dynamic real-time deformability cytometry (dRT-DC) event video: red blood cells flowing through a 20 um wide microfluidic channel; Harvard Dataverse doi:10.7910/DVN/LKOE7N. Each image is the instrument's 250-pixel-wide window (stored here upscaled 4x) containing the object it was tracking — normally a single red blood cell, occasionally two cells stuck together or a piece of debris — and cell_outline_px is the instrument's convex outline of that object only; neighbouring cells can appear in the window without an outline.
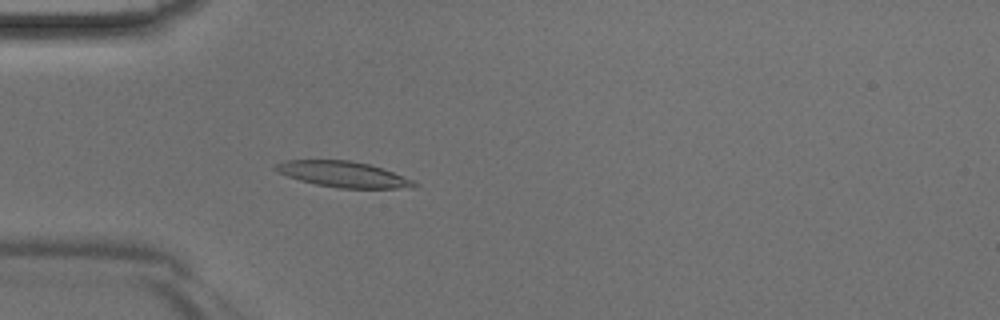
{"species": "Egyptian fruit bat (a non-hibernating species)", "species_latin": "Rousettus aegyptiacus", "temperature_condition": "room temperature", "stored_images_in_passage": 44, "camera_frame_rate_fps": 3000, "um_per_image_px": 0.085, "animal": {"sex": "male"}, "frame": {"image": 1, "passage_image": 12, "time_ms": 3.667, "image_size_px": [1000, 320], "cell_outline_px": [[420, 184], [412, 188], [336, 188], [316, 184], [300, 180], [276, 172], [272, 168], [272, 164], [284, 160], [348, 160], [368, 164], [384, 168], [412, 180]], "centroid_in_image_um": [29.13, 14.81], "position_along_channel_um": 55.9, "area_um2": 20.98}}
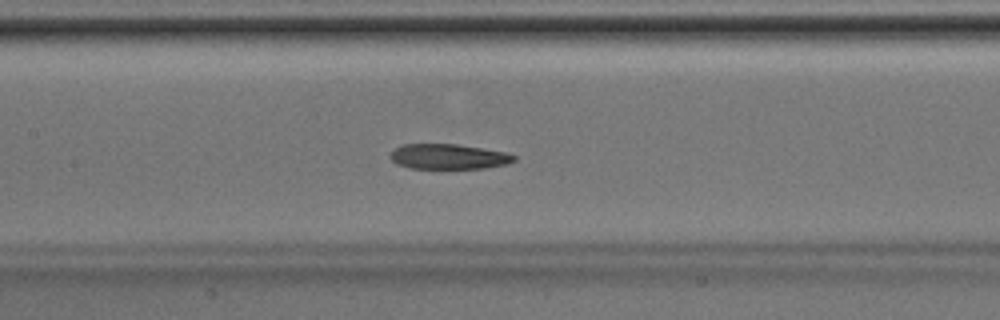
{"frame": {"image": 2, "passage_image": 20, "time_ms": 6.333, "image_size_px": [1000, 320], "cell_outline_px": [[516, 160], [508, 164], [484, 168], [408, 168], [396, 164], [388, 156], [396, 148], [404, 144], [456, 144], [504, 152], [516, 156]], "centroid_in_image_um": [38.1, 13.31], "position_along_channel_um": 169.3, "area_um2": 18.03}}
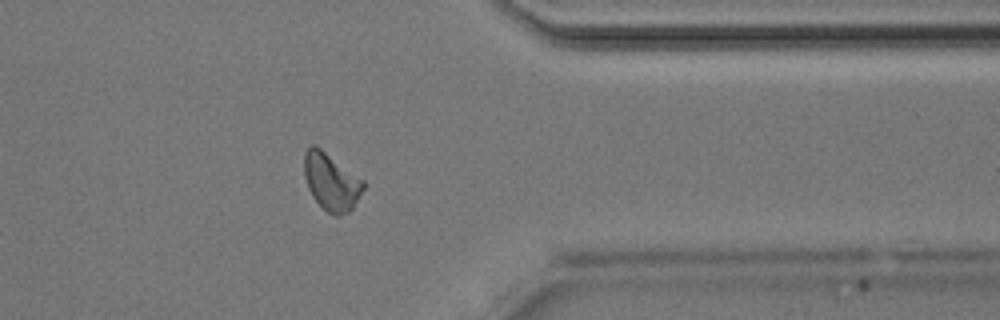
{"frame": {"image": 3, "passage_image": 35, "time_ms": 11.333, "image_size_px": [1000, 320], "cell_outline_px": [[364, 188], [352, 208], [348, 212], [340, 216], [336, 216], [328, 212], [312, 196], [308, 188], [304, 176], [304, 152], [312, 144], [316, 144], [364, 180]], "centroid_in_image_um": [28.14, 15.42], "position_along_channel_um": 383.3, "area_um2": 19.71}}